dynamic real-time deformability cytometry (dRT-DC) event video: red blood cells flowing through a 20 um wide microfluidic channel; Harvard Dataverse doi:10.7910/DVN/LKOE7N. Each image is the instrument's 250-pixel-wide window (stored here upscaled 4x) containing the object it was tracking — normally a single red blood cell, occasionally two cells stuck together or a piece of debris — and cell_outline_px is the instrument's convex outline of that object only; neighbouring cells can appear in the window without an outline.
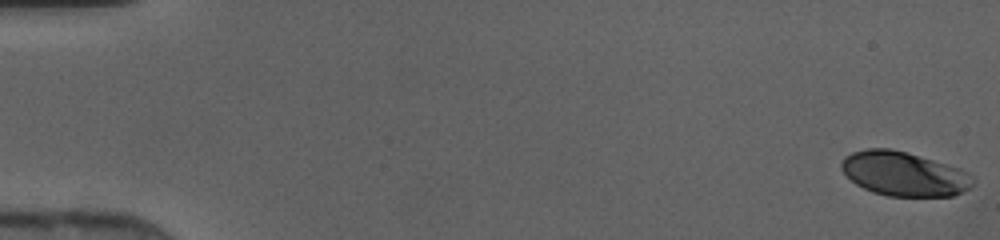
{"species": "human", "species_latin": "Homo sapiens", "temperature_condition": "cold", "stored_images_in_passage": 47, "camera_frame_rate_fps": 3000, "um_per_image_px": 0.085, "donor": {"sex": "female"}, "frame": {"image": 1, "passage_image": 1, "time_ms": 0.0, "image_size_px": [1000, 240], "cell_outline_px": [[976, 180], [968, 188], [952, 196], [888, 196], [872, 192], [856, 184], [840, 168], [840, 164], [844, 156], [852, 152], [868, 148], [888, 148], [904, 152], [960, 168], [976, 176]], "centroid_in_image_um": [76.84, 14.78], "position_along_channel_um": 8.2, "area_um2": 33.76}}
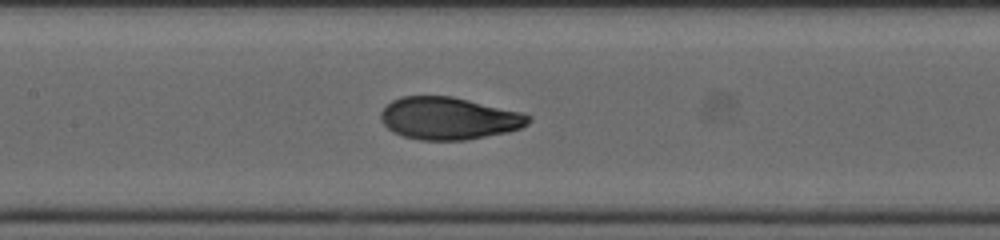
{"frame": {"image": 2, "passage_image": 23, "time_ms": 7.333, "image_size_px": [1000, 240], "cell_outline_px": [[532, 120], [528, 124], [520, 128], [508, 132], [464, 140], [420, 140], [404, 136], [392, 132], [380, 120], [380, 112], [392, 100], [404, 96], [452, 96], [524, 112], [532, 116]], "centroid_in_image_um": [38.18, 10.05], "position_along_channel_um": 169.2, "area_um2": 36.65}}
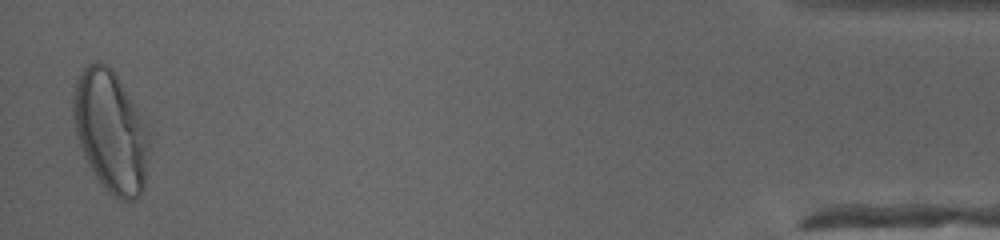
{"frame": {"image": 3, "passage_image": 46, "time_ms": 15.0, "image_size_px": [1000, 240], "cell_outline_px": [[148, 152], [144, 188], [140, 196], [136, 200], [120, 200], [112, 196], [104, 188], [88, 164], [84, 156], [76, 136], [72, 116], [72, 100], [76, 80], [80, 72], [88, 64], [96, 60], [112, 68], [132, 100], [136, 108], [144, 128], [148, 144]], "centroid_in_image_um": [9.36, 11.19], "position_along_channel_um": 425.8, "area_um2": 53.29}}